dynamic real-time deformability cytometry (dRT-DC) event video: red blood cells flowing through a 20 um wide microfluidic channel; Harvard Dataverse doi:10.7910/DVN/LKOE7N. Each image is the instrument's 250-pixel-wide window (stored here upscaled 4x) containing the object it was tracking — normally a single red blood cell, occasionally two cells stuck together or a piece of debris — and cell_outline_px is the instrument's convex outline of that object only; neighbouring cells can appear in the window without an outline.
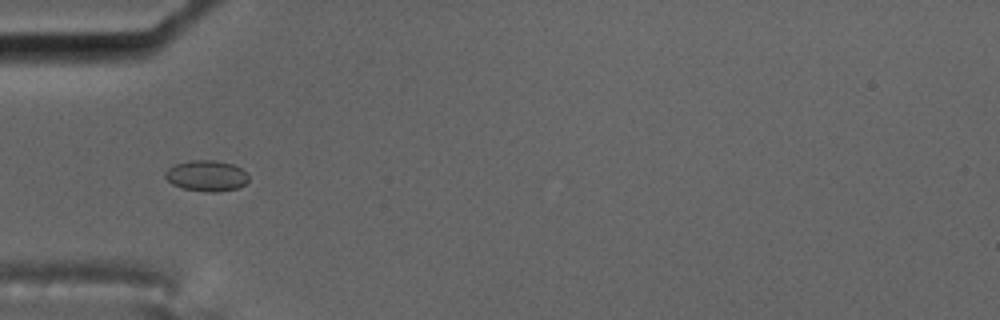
{"species": "common noctule bat (a hibernating species)", "species_latin": "Nyctalus noctula", "temperature_condition": "cold", "stored_images_in_passage": 40, "camera_frame_rate_fps": 3000, "um_per_image_px": 0.085, "animal": {"sex": "male", "body_mass_g": 17.5, "forearm_length_mm": 52.3}, "frame": {"image": 1, "passage_image": 1, "time_ms": 0.0, "image_size_px": [1000, 320], "cell_outline_px": [[248, 180], [244, 184], [236, 188], [216, 192], [208, 192], [184, 188], [172, 184], [164, 176], [164, 172], [168, 168], [176, 164], [188, 160], [216, 160], [232, 164], [240, 168], [248, 176]], "centroid_in_image_um": [17.52, 14.93], "position_along_channel_um": 67.5, "area_um2": 14.85}}
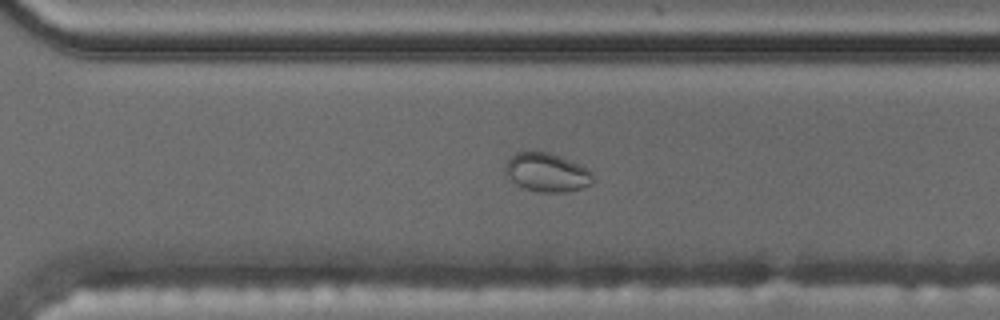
{"frame": {"image": 2, "passage_image": 23, "time_ms": 7.333, "image_size_px": [1000, 320], "cell_outline_px": [[592, 184], [580, 188], [564, 192], [544, 192], [524, 188], [508, 180], [504, 172], [504, 164], [516, 152], [548, 152], [580, 164], [588, 168], [592, 172]], "centroid_in_image_um": [46.45, 14.66], "position_along_channel_um": 324.2, "area_um2": 19.77}}
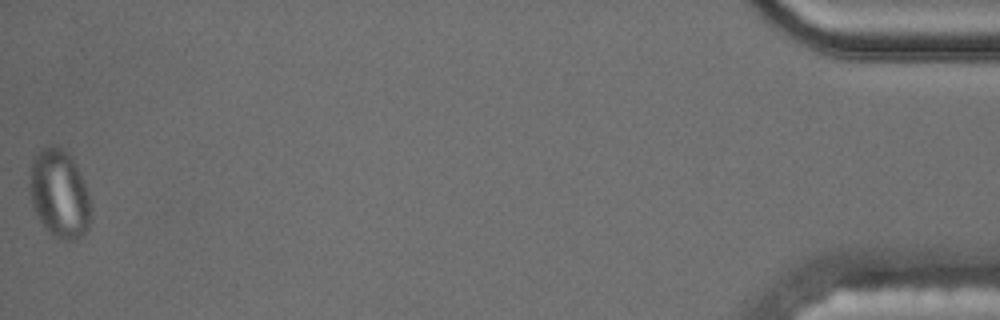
{"frame": {"image": 3, "passage_image": 40, "time_ms": 13.0, "image_size_px": [1000, 320], "cell_outline_px": [[92, 212], [88, 228], [80, 236], [72, 240], [64, 240], [52, 236], [44, 228], [32, 204], [28, 192], [28, 184], [32, 160], [40, 148], [60, 148], [76, 164], [88, 192], [92, 208]], "centroid_in_image_um": [5.03, 16.52], "position_along_channel_um": 430.2, "area_um2": 31.39}}